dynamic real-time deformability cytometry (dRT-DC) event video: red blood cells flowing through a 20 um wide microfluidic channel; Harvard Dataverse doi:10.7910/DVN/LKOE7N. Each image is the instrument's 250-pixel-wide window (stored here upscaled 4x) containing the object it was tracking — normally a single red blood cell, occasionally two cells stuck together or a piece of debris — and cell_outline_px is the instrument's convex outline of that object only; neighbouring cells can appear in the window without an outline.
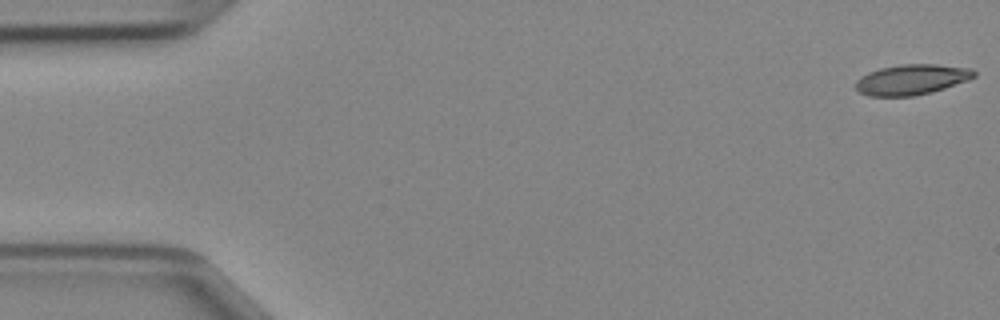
{"species": "Egyptian fruit bat (a non-hibernating species)", "species_latin": "Rousettus aegyptiacus", "temperature_condition": "cold", "stored_images_in_passage": 47, "camera_frame_rate_fps": 3000, "um_per_image_px": 0.085, "animal": {"sex": "female"}, "frame": {"image": 1, "passage_image": 1, "time_ms": 0.0, "image_size_px": [1000, 320], "cell_outline_px": [[976, 76], [968, 80], [944, 88], [912, 96], [868, 96], [860, 92], [856, 88], [856, 80], [860, 76], [868, 72], [880, 68], [900, 64], [936, 64], [972, 68], [976, 72]], "centroid_in_image_um": [77.48, 6.75], "position_along_channel_um": 7.5, "area_um2": 20.92}}
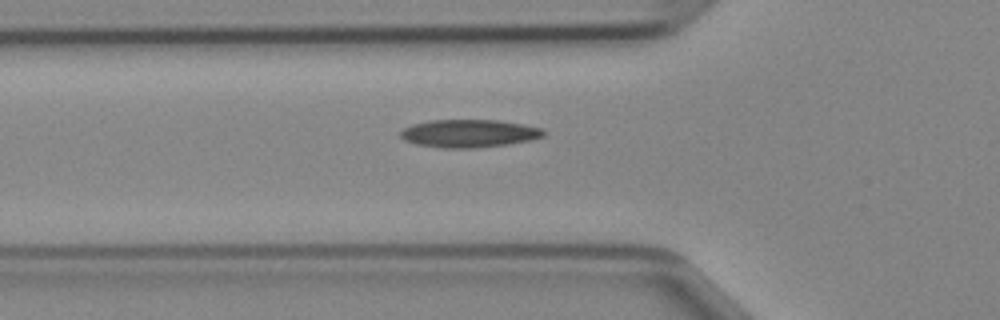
{"frame": {"image": 2, "passage_image": 16, "time_ms": 5.0, "image_size_px": [1000, 320], "cell_outline_px": [[544, 136], [532, 140], [508, 144], [472, 148], [444, 148], [416, 144], [404, 140], [400, 136], [400, 132], [404, 128], [412, 124], [432, 120], [500, 120], [544, 128]], "centroid_in_image_um": [39.88, 11.34], "position_along_channel_um": 85.9, "area_um2": 23.29}}
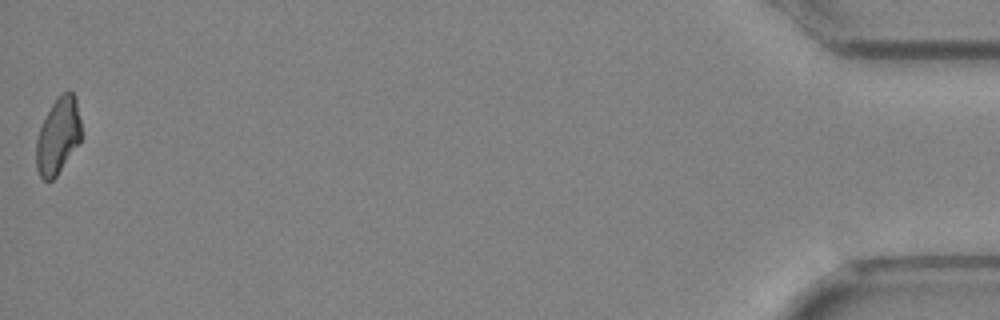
{"frame": {"image": 3, "passage_image": 47, "time_ms": 15.333, "image_size_px": [1000, 320], "cell_outline_px": [[80, 140], [56, 176], [52, 180], [44, 180], [40, 176], [36, 168], [36, 140], [40, 128], [52, 104], [68, 88], [76, 96], [80, 120]], "centroid_in_image_um": [4.92, 11.54], "position_along_channel_um": 430.3, "area_um2": 19.59}}